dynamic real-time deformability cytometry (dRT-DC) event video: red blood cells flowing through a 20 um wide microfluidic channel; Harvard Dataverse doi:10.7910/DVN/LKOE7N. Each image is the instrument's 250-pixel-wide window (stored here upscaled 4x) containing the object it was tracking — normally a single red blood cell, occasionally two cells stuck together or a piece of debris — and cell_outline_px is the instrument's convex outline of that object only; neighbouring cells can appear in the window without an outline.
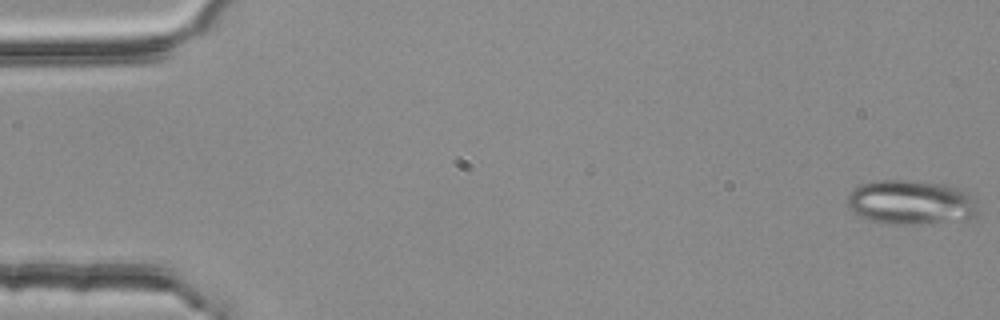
{"species": "common noctule bat (a hibernating species)", "species_latin": "Nyctalus noctula", "temperature_condition": "room temperature", "stored_images_in_passage": 5, "camera_frame_rate_fps": 3000, "um_per_image_px": 0.085, "animal": {"sex": "female", "body_mass_g": 25.1}, "frame": {"image": 1, "passage_image": 1, "time_ms": 0.0, "image_size_px": [1000, 320], "cell_outline_px": [[980, 212], [976, 216], [964, 220], [920, 224], [884, 224], [868, 220], [860, 216], [848, 208], [848, 192], [860, 184], [876, 180], [916, 180], [944, 184], [960, 188], [968, 192], [976, 200]], "centroid_in_image_um": [77.46, 17.2], "position_along_channel_um": 7.5, "area_um2": 34.62}}